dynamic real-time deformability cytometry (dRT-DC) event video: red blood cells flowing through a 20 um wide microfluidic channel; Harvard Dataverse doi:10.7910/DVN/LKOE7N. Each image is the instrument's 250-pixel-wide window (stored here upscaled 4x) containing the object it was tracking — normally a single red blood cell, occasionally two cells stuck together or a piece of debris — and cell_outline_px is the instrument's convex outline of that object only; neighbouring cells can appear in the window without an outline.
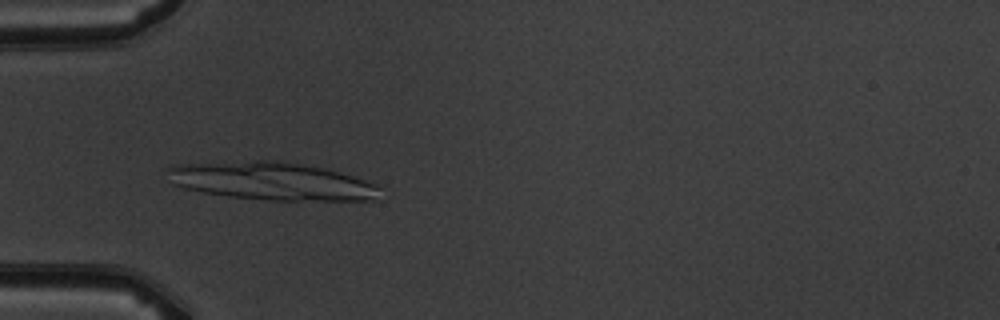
{"species": "common noctule bat (a hibernating species)", "species_latin": "Nyctalus noctula", "temperature_condition": "warm", "stored_images_in_passage": 7, "camera_frame_rate_fps": 3000, "um_per_image_px": 0.085, "animal": {"sex": "male", "body_mass_g": 19.5, "forearm_length_mm": 54.6}, "frame": {"image": 1, "passage_image": 5, "time_ms": 5.333, "image_size_px": [1000, 320], "cell_outline_px": [[384, 200], [272, 200], [228, 196], [204, 192], [184, 188], [172, 184], [168, 172], [168, 168], [172, 164], [256, 160], [296, 160], [340, 172], [376, 184], [380, 188]], "centroid_in_image_um": [23.16, 15.37], "position_along_channel_um": 61.8, "area_um2": 47.74}}